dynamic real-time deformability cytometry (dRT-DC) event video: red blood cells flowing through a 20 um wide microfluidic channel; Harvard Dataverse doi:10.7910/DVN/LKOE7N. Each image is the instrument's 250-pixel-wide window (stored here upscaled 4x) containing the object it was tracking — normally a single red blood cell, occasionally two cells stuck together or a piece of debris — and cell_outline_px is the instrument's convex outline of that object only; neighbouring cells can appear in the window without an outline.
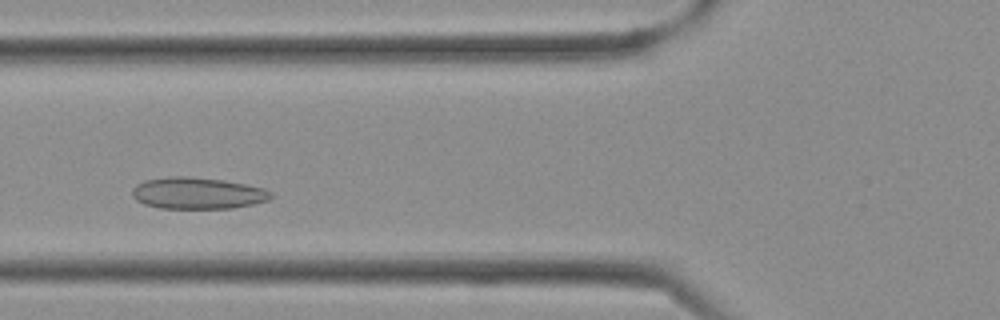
{"species": "Egyptian fruit bat (a non-hibernating species)", "species_latin": "Rousettus aegyptiacus", "temperature_condition": "cold", "stored_images_in_passage": 28, "camera_frame_rate_fps": 3000, "um_per_image_px": 0.085, "frame": {"image": 1, "passage_image": 4, "time_ms": 1.0, "image_size_px": [1000, 320], "cell_outline_px": [[272, 196], [268, 200], [252, 204], [232, 208], [160, 208], [144, 204], [136, 200], [132, 196], [132, 188], [136, 184], [144, 180], [172, 176], [188, 176], [224, 180], [264, 188], [272, 192]], "centroid_in_image_um": [16.76, 16.41], "position_along_channel_um": 109.0, "area_um2": 25.55}}
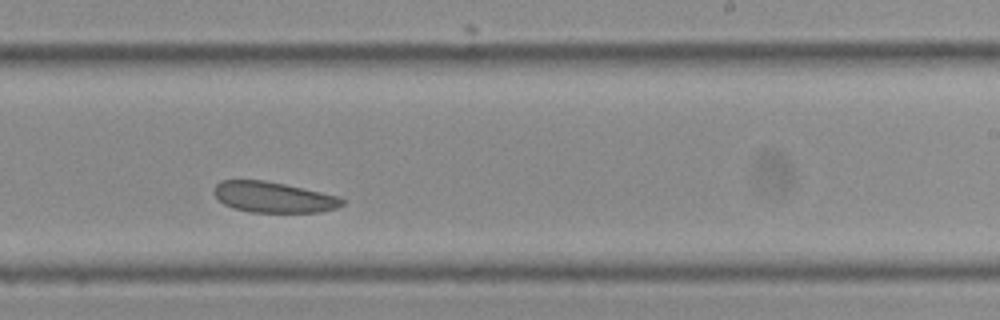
{"frame": {"image": 2, "passage_image": 13, "time_ms": 4.0, "image_size_px": [1000, 320], "cell_outline_px": [[344, 204], [336, 208], [320, 212], [248, 212], [232, 208], [224, 204], [212, 192], [216, 184], [220, 180], [264, 180], [284, 184], [340, 196], [344, 200]], "centroid_in_image_um": [23.23, 16.76], "position_along_channel_um": 265.8, "area_um2": 23.0}}
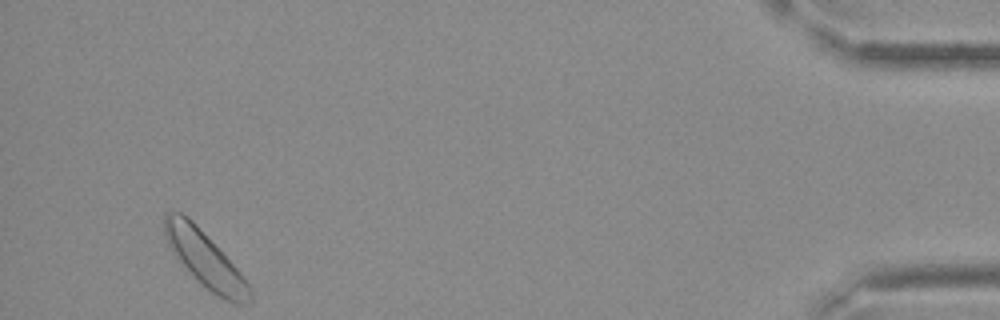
{"frame": {"image": 3, "passage_image": 26, "time_ms": 8.333, "image_size_px": [1000, 320], "cell_outline_px": [[252, 304], [236, 304], [224, 300], [212, 292], [176, 260], [164, 236], [164, 212], [180, 212], [192, 220], [236, 268], [248, 284], [252, 292]], "centroid_in_image_um": [17.4, 22.06], "position_along_channel_um": 417.8, "area_um2": 27.22}}